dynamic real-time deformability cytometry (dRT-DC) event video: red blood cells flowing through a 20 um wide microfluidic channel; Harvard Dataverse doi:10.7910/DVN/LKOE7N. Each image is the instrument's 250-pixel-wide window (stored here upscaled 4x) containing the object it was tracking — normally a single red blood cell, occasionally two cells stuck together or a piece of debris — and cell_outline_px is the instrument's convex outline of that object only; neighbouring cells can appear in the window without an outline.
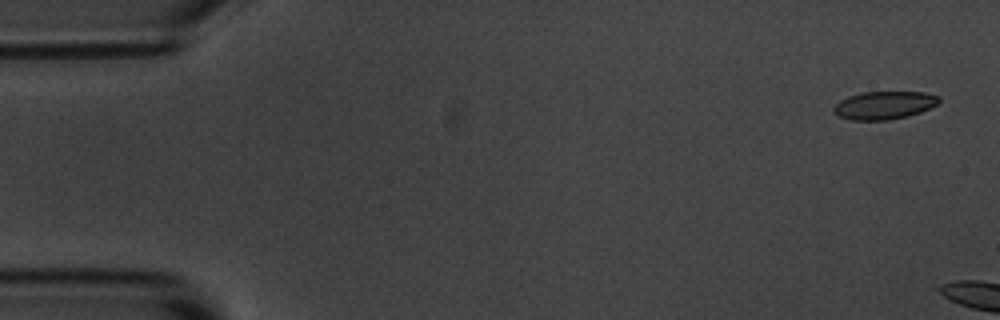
{"species": "common noctule bat (a hibernating species)", "species_latin": "Nyctalus noctula", "temperature_condition": "room temperature", "stored_images_in_passage": 4, "camera_frame_rate_fps": 3000, "um_per_image_px": 0.085, "animal": {"sex": "male", "body_mass_g": 20.1, "forearm_length_mm": 53.5}, "frame": {"image": 1, "passage_image": 1, "time_ms": 0.0, "image_size_px": [1000, 320], "cell_outline_px": [[940, 100], [936, 104], [920, 112], [908, 116], [888, 120], [852, 120], [840, 116], [832, 112], [832, 108], [840, 100], [848, 96], [864, 92], [924, 92], [940, 96]], "centroid_in_image_um": [75.14, 8.94], "position_along_channel_um": 9.9, "area_um2": 17.11}}